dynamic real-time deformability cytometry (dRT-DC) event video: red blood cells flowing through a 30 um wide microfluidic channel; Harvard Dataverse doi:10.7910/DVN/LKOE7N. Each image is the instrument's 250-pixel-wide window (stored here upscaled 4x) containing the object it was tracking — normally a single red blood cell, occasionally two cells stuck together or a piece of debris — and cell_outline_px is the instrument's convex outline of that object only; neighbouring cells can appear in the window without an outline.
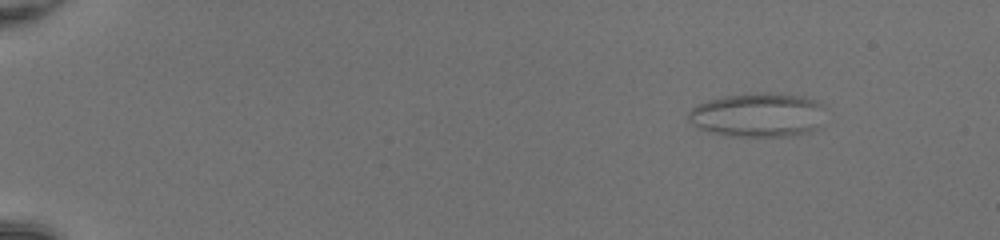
{"species": "common noctule bat (a hibernating species)", "species_latin": "Nyctalus noctula", "temperature_condition": "room temperature", "stored_images_in_passage": 51, "camera_frame_rate_fps": 3000, "um_per_image_px": 0.085, "animal": {"sex": "female", "body_mass_g": 20.0, "forearm_length_mm": 54.0}, "frame": {"image": 1, "passage_image": 7, "time_ms": 2.0, "image_size_px": [1000, 240], "cell_outline_px": [[828, 108], [820, 128], [808, 132], [792, 136], [732, 136], [712, 132], [700, 128], [692, 124], [688, 120], [688, 112], [696, 104], [708, 100], [724, 96], [756, 92], [768, 92], [804, 96], [816, 100], [824, 104]], "centroid_in_image_um": [64.51, 9.76], "position_along_channel_um": 20.5, "area_um2": 35.95}}
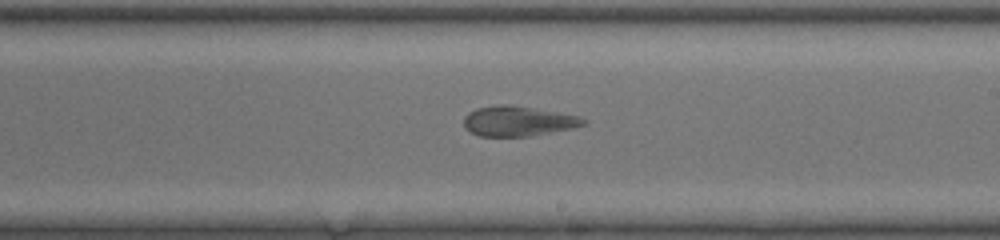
{"frame": {"image": 2, "passage_image": 33, "time_ms": 10.667, "image_size_px": [1000, 240], "cell_outline_px": [[588, 124], [572, 128], [552, 132], [528, 136], [480, 136], [472, 132], [464, 124], [464, 116], [468, 112], [476, 108], [500, 104], [508, 104], [580, 116], [588, 120]], "centroid_in_image_um": [44.06, 10.29], "position_along_channel_um": 244.9, "area_um2": 20.81}}
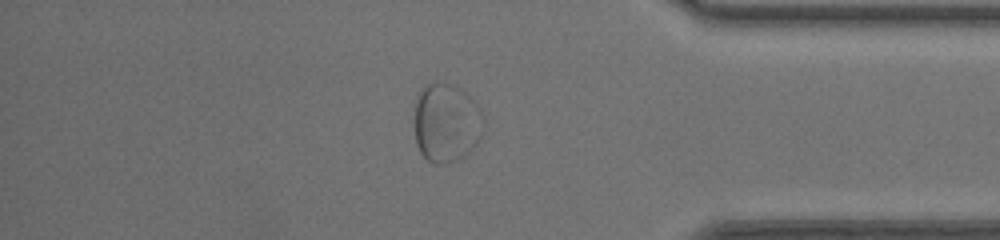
{"frame": {"image": 3, "passage_image": 45, "time_ms": 14.667, "image_size_px": [1000, 240], "cell_outline_px": [[484, 132], [480, 140], [464, 156], [456, 160], [444, 164], [436, 164], [428, 160], [420, 152], [416, 144], [412, 120], [416, 96], [420, 88], [424, 84], [436, 80], [452, 84], [464, 92], [480, 108], [484, 116]], "centroid_in_image_um": [37.9, 10.41], "position_along_channel_um": 397.3, "area_um2": 32.89}}